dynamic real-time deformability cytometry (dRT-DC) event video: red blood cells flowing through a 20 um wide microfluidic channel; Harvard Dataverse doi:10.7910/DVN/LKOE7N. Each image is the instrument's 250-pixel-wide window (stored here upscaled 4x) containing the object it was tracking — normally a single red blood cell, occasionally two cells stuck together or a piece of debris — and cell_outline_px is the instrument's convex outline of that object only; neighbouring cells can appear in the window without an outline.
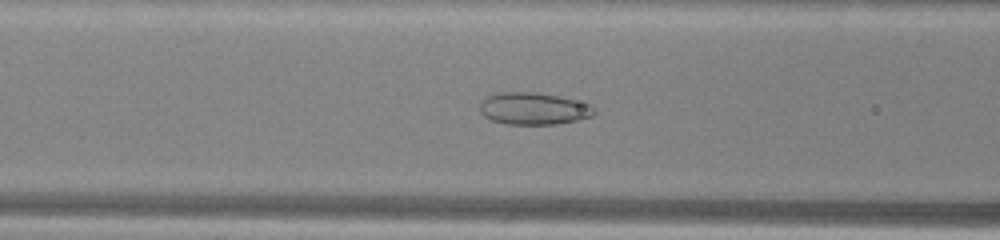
{"species": "common noctule bat (a hibernating species)", "species_latin": "Nyctalus noctula", "temperature_condition": "warm", "stored_images_in_passage": 49, "camera_frame_rate_fps": 3000, "um_per_image_px": 0.085, "animal": {"sex": "male", "body_mass_g": 13.0, "forearm_length_mm": 53.1}, "frame": {"image": 1, "passage_image": 19, "time_ms": 6.0, "image_size_px": [1000, 240], "cell_outline_px": [[596, 112], [592, 116], [576, 120], [556, 124], [508, 124], [492, 120], [484, 116], [480, 112], [480, 100], [488, 96], [500, 92], [536, 92], [556, 96], [592, 104], [596, 108]], "centroid_in_image_um": [45.35, 9.23], "position_along_channel_um": 121.2, "area_um2": 21.39}}
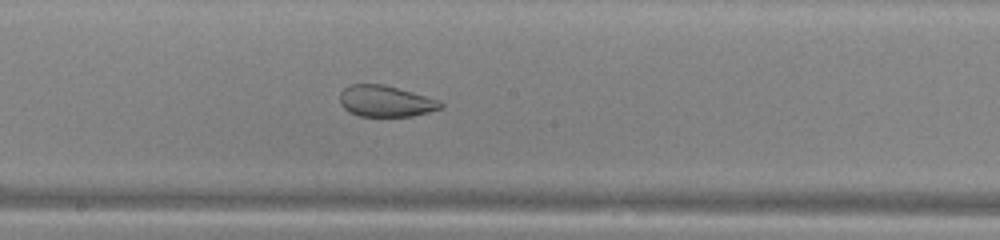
{"frame": {"image": 2, "passage_image": 26, "time_ms": 8.333, "image_size_px": [1000, 240], "cell_outline_px": [[444, 104], [440, 108], [428, 112], [412, 116], [360, 116], [348, 112], [340, 104], [340, 92], [348, 84], [384, 84], [440, 100]], "centroid_in_image_um": [32.75, 8.59], "position_along_channel_um": 215.5, "area_um2": 18.38}}
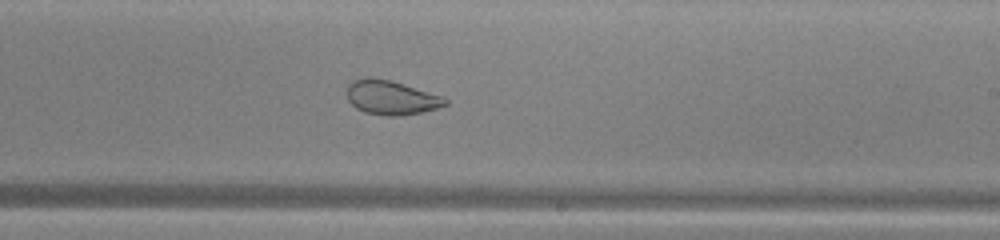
{"frame": {"image": 3, "passage_image": 29, "time_ms": 9.333, "image_size_px": [1000, 240], "cell_outline_px": [[448, 104], [436, 108], [420, 112], [400, 116], [388, 116], [364, 112], [356, 108], [348, 100], [348, 84], [352, 80], [364, 76], [368, 76], [392, 80], [444, 96], [448, 100]], "centroid_in_image_um": [33.25, 8.27], "position_along_channel_um": 255.8, "area_um2": 19.83}, "authors_computed_cell_mechanics": {"area_um2": 28.611, "velocity_mm_per_s": 4.0442, "shape_relaxation_time_tau1_ms": null, "shape_relaxation_time_tau2_ms": 1.0057, "deformation_change_tau1": null, "deformation_change_tau2": 0.0694}}